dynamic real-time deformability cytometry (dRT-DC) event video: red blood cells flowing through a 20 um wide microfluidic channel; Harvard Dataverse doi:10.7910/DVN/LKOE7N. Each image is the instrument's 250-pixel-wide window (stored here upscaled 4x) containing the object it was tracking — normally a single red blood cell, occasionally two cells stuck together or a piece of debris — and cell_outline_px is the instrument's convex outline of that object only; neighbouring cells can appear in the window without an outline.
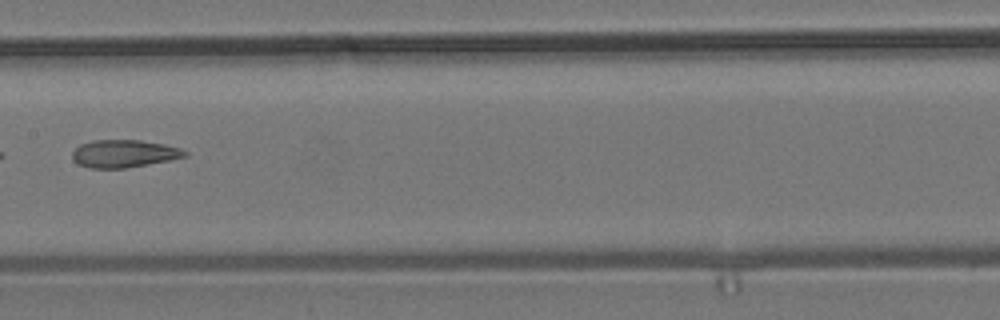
{"species": "common noctule bat (a hibernating species)", "species_latin": "Nyctalus noctula", "temperature_condition": "room temperature", "stored_images_in_passage": 8, "camera_frame_rate_fps": 3000, "um_per_image_px": 0.085, "animal": {"sex": "male", "body_mass_g": 19.2, "forearm_length_mm": 51.8}, "frame": {"image": 1, "passage_image": 7, "time_ms": 7.0, "image_size_px": [1000, 320], "cell_outline_px": [[188, 156], [168, 160], [124, 168], [92, 168], [80, 164], [72, 160], [72, 152], [80, 144], [92, 140], [140, 140], [164, 144], [180, 148], [188, 152]], "centroid_in_image_um": [10.53, 13.04], "position_along_channel_um": 196.9, "area_um2": 17.98}}
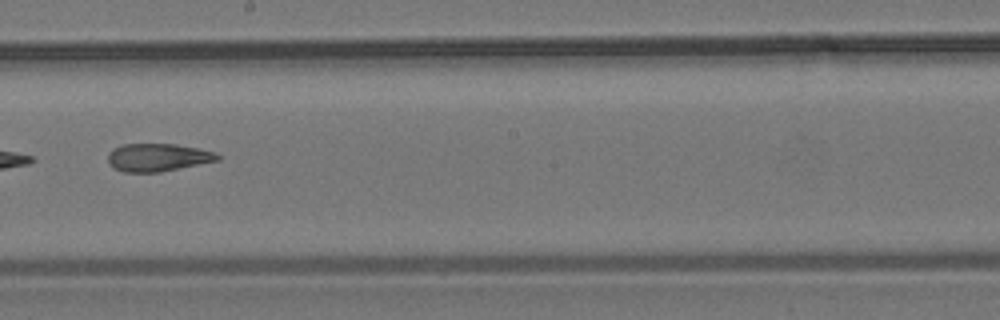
{"frame": {"image": 2, "passage_image": 8, "time_ms": 8.0, "image_size_px": [1000, 320], "cell_outline_px": [[220, 160], [160, 172], [124, 172], [108, 164], [108, 152], [112, 148], [124, 144], [176, 144], [200, 148], [216, 152], [220, 156]], "centroid_in_image_um": [13.42, 13.37], "position_along_channel_um": 234.8, "area_um2": 17.92}}